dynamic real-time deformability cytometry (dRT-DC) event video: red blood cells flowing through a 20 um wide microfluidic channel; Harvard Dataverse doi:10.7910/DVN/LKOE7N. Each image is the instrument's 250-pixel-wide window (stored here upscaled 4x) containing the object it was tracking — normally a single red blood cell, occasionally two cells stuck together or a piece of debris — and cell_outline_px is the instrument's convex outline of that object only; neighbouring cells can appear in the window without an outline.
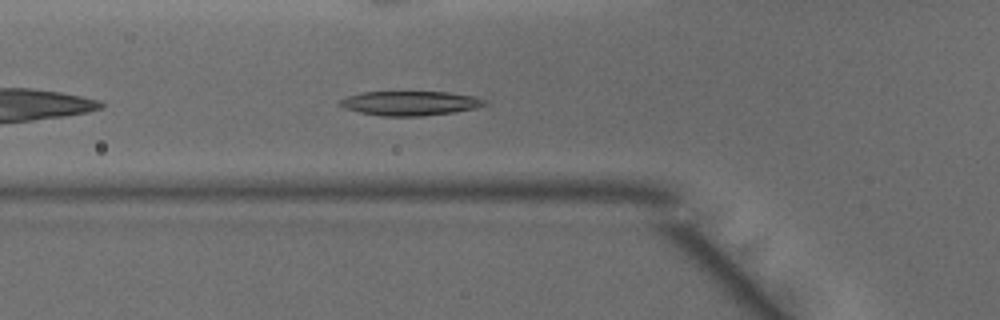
{"species": "common noctule bat (a hibernating species)", "species_latin": "Nyctalus noctula", "temperature_condition": "warm", "stored_images_in_passage": 31, "camera_frame_rate_fps": 3000, "um_per_image_px": 0.085, "animal": {"sex": "male", "body_mass_g": 15.6}, "frame": {"image": 1, "passage_image": 5, "time_ms": 1.333, "image_size_px": [1000, 320], "cell_outline_px": [[488, 104], [476, 108], [456, 112], [420, 116], [384, 116], [360, 112], [344, 108], [336, 104], [340, 100], [348, 96], [364, 92], [448, 92], [476, 96], [488, 100]], "centroid_in_image_um": [34.91, 8.77], "position_along_channel_um": 90.9, "area_um2": 20.69}}
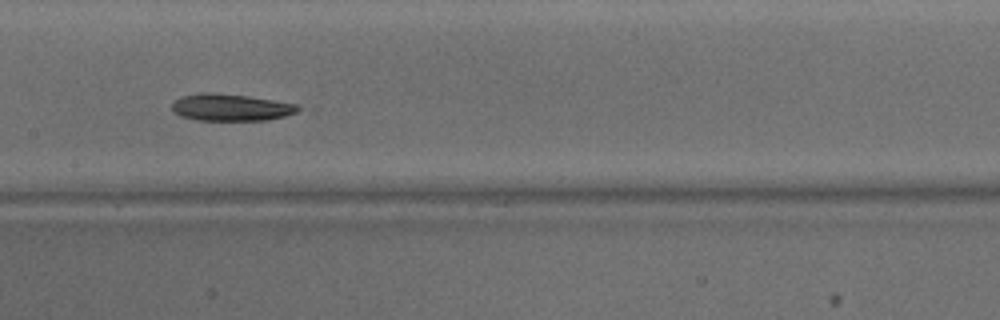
{"frame": {"image": 2, "passage_image": 12, "time_ms": 3.667, "image_size_px": [1000, 320], "cell_outline_px": [[304, 108], [296, 112], [284, 116], [268, 120], [196, 120], [180, 116], [172, 112], [172, 104], [180, 96], [204, 92], [248, 96], [296, 104]], "centroid_in_image_um": [19.6, 9.13], "position_along_channel_um": 187.8, "area_um2": 19.77}}
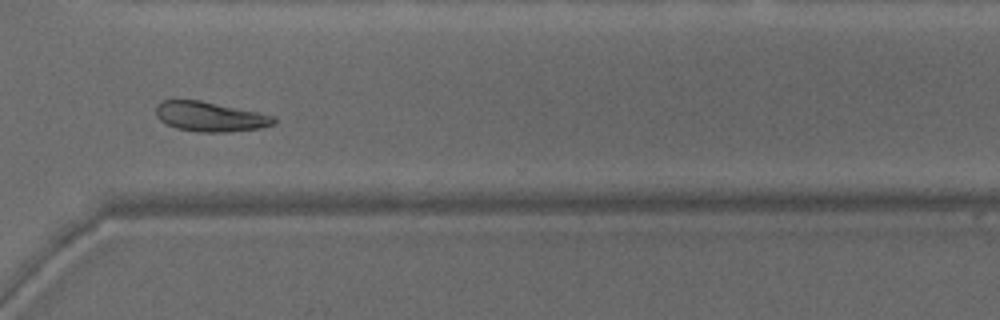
{"frame": {"image": 3, "passage_image": 24, "time_ms": 7.667, "image_size_px": [1000, 320], "cell_outline_px": [[276, 120], [272, 124], [260, 128], [228, 132], [196, 132], [176, 128], [160, 120], [156, 116], [156, 104], [164, 100], [200, 100], [260, 112], [276, 116]], "centroid_in_image_um": [17.86, 9.91], "position_along_channel_um": 352.7, "area_um2": 20.52}, "authors_computed_cell_mechanics": {"area_um2": 19.8832, "velocity_mm_per_s": 4.1256, "shape_relaxation_time_tau1_ms": 3.1556, "shape_relaxation_time_tau2_ms": 6.2063, "deformation_change_tau1": 0.1192, "deformation_change_tau2": 0.1192}}